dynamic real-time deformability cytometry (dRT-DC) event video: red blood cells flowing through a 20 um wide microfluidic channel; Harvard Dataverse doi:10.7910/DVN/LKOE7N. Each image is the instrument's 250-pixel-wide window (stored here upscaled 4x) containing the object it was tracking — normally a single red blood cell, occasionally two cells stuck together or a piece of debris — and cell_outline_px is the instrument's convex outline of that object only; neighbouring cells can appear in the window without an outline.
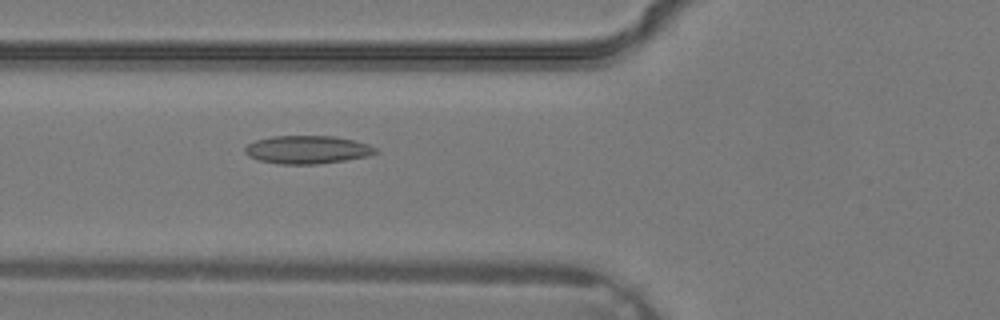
{"species": "common noctule bat (a hibernating species)", "species_latin": "Nyctalus noctula", "temperature_condition": "warm", "stored_images_in_passage": 25, "camera_frame_rate_fps": 3000, "um_per_image_px": 0.085, "animal": {"sex": "male", "body_mass_g": 19.2, "forearm_length_mm": 51.8}, "frame": {"image": 1, "passage_image": 3, "time_ms": 0.667, "image_size_px": [1000, 320], "cell_outline_px": [[380, 152], [368, 156], [344, 160], [316, 164], [276, 164], [256, 160], [248, 156], [244, 152], [244, 148], [248, 144], [256, 140], [272, 136], [332, 136], [352, 140], [368, 144], [376, 148]], "centroid_in_image_um": [26.09, 12.73], "position_along_channel_um": 99.7, "area_um2": 21.44}}
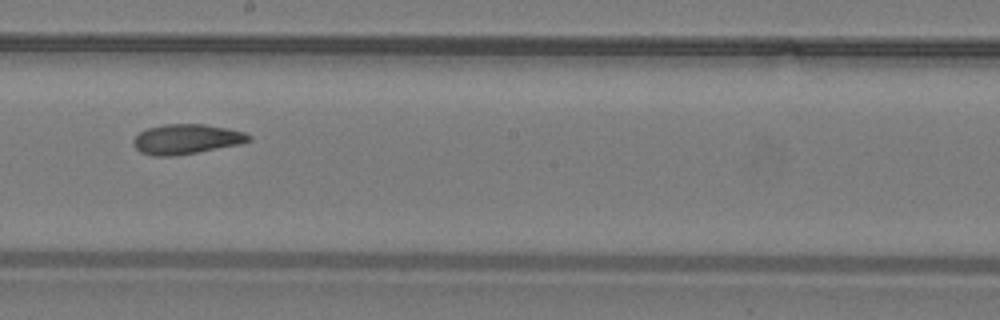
{"frame": {"image": 2, "passage_image": 10, "time_ms": 3.0, "image_size_px": [1000, 320], "cell_outline_px": [[252, 140], [240, 144], [176, 156], [152, 156], [140, 152], [132, 144], [132, 140], [140, 132], [148, 128], [164, 124], [204, 124], [228, 128], [244, 132], [252, 136]], "centroid_in_image_um": [15.84, 11.83], "position_along_channel_um": 232.4, "area_um2": 20.23}}
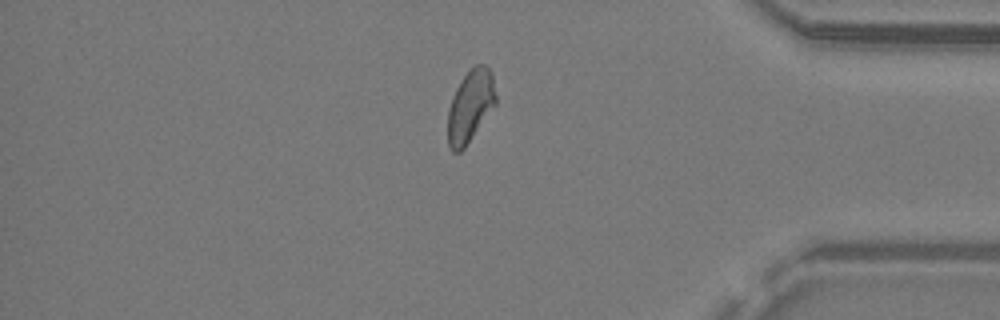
{"frame": {"image": 3, "passage_image": 20, "time_ms": 6.333, "image_size_px": [1000, 320], "cell_outline_px": [[496, 104], [464, 148], [460, 152], [452, 152], [448, 144], [448, 112], [452, 96], [460, 80], [476, 64], [484, 64], [492, 72], [496, 96]], "centroid_in_image_um": [39.97, 9.01], "position_along_channel_um": 395.2, "area_um2": 20.06}}